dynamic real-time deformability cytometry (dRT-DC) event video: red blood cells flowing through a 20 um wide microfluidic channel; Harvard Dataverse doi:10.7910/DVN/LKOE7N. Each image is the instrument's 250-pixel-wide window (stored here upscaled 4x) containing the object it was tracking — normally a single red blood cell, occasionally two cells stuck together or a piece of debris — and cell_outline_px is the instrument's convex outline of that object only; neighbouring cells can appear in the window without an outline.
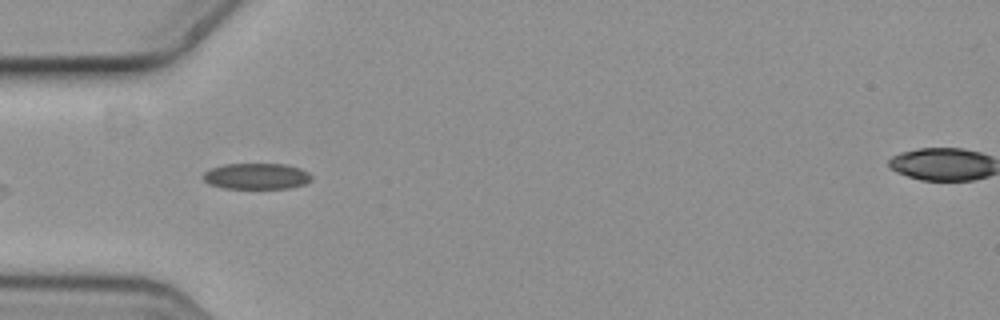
{"species": "common noctule bat (a hibernating species)", "species_latin": "Nyctalus noctula", "temperature_condition": "cold", "stored_images_in_passage": 9, "camera_frame_rate_fps": 3000, "um_per_image_px": 0.085, "animal": {"sex": "female", "body_mass_g": 19.3, "forearm_length_mm": 54.1}, "frame": {"image": 1, "passage_image": 6, "time_ms": 1.667, "image_size_px": [1000, 320], "cell_outline_px": [[312, 180], [304, 184], [288, 188], [224, 188], [208, 184], [200, 176], [208, 168], [224, 164], [284, 164], [300, 168], [308, 172], [312, 176]], "centroid_in_image_um": [21.75, 14.97], "position_along_channel_um": 63.2, "area_um2": 16.59}}
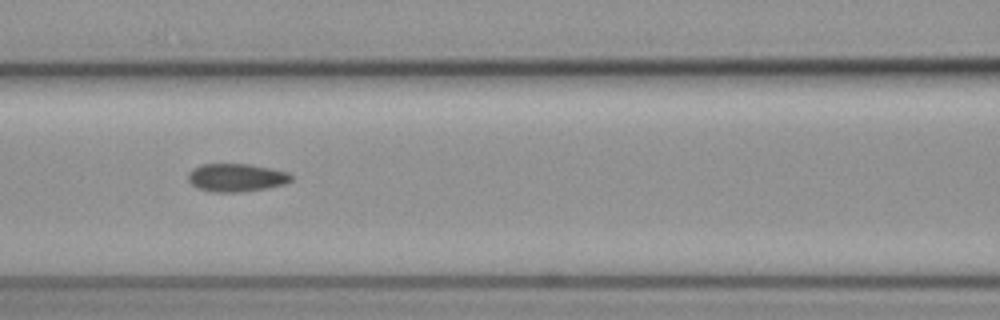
{"frame": {"image": 2, "passage_image": 8, "time_ms": 2.333, "image_size_px": [1000, 320], "cell_outline_px": [[292, 180], [284, 184], [268, 188], [240, 192], [212, 192], [196, 188], [188, 180], [188, 172], [192, 168], [200, 164], [248, 164], [288, 172], [292, 176]], "centroid_in_image_um": [20.05, 15.1], "position_along_channel_um": 146.6, "area_um2": 16.94}}
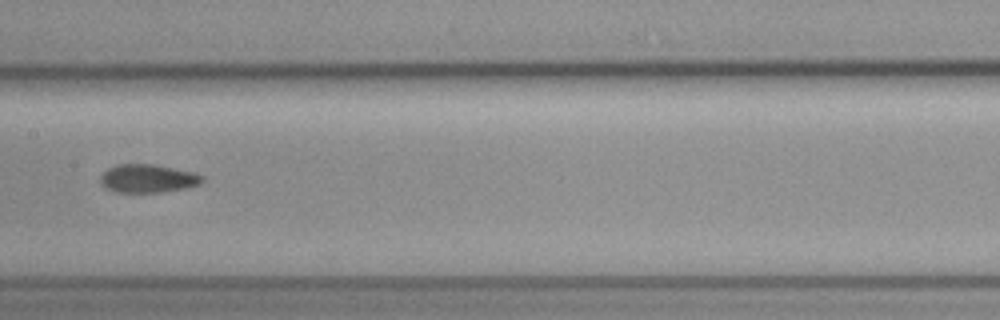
{"frame": {"image": 3, "passage_image": 9, "time_ms": 2.667, "image_size_px": [1000, 320], "cell_outline_px": [[204, 180], [200, 184], [184, 188], [160, 192], [116, 192], [100, 184], [100, 176], [108, 168], [116, 164], [156, 164], [192, 172], [204, 176]], "centroid_in_image_um": [12.56, 15.16], "position_along_channel_um": 194.8, "area_um2": 16.76}}